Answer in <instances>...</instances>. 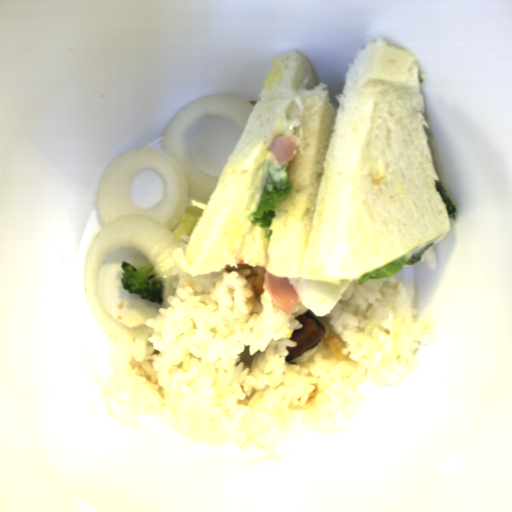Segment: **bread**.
Wrapping results in <instances>:
<instances>
[{
	"mask_svg": "<svg viewBox=\"0 0 512 512\" xmlns=\"http://www.w3.org/2000/svg\"><path fill=\"white\" fill-rule=\"evenodd\" d=\"M344 79L335 106L305 56L272 57L186 251L169 254L177 269L192 277L245 262L278 278L339 286L409 260L452 230L424 129L417 56L382 36L355 50ZM303 88L310 96L302 113L295 101L289 108L300 119L287 180L294 190L275 209L272 237L263 238L247 216L260 202L279 120Z\"/></svg>",
	"mask_w": 512,
	"mask_h": 512,
	"instance_id": "1",
	"label": "bread"
}]
</instances>
